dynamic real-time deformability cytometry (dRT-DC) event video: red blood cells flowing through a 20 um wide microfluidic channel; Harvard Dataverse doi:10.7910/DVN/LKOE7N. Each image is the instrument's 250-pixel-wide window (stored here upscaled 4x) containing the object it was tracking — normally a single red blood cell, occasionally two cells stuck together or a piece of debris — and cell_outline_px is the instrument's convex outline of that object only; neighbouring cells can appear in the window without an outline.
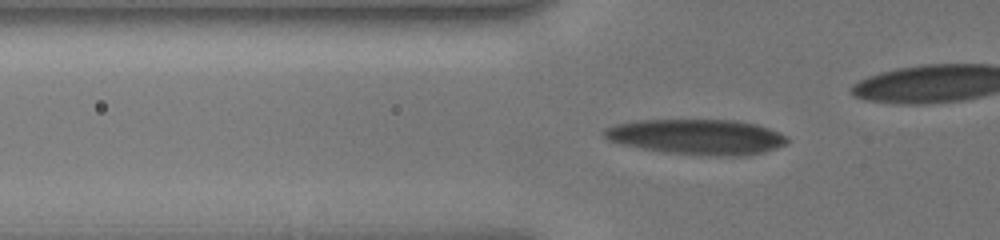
{"species": "human", "species_latin": "Homo sapiens", "temperature_condition": "cold", "stored_images_in_passage": 38, "camera_frame_rate_fps": 3000, "um_per_image_px": 0.085, "donor": {"sex": "male"}, "frame": {"image": 1, "passage_image": 13, "time_ms": 4.0, "image_size_px": [1000, 240], "cell_outline_px": [[788, 144], [764, 152], [748, 156], [708, 156], [664, 152], [620, 144], [608, 140], [604, 136], [604, 128], [616, 124], [636, 120], [736, 120], [756, 124], [780, 132], [788, 136]], "centroid_in_image_um": [59.28, 11.64], "position_along_channel_um": 66.5, "area_um2": 38.03}}
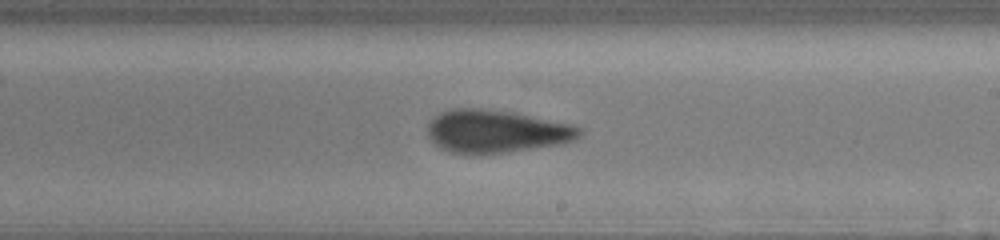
{"frame": {"image": 2, "passage_image": 27, "time_ms": 8.667, "image_size_px": [1000, 240], "cell_outline_px": [[584, 128], [580, 136], [572, 140], [560, 144], [508, 152], [472, 156], [448, 152], [440, 148], [428, 136], [428, 124], [440, 112], [452, 108], [480, 108], [516, 112], [572, 124]], "centroid_in_image_um": [42.18, 11.17], "position_along_channel_um": 246.8, "area_um2": 38.55}}
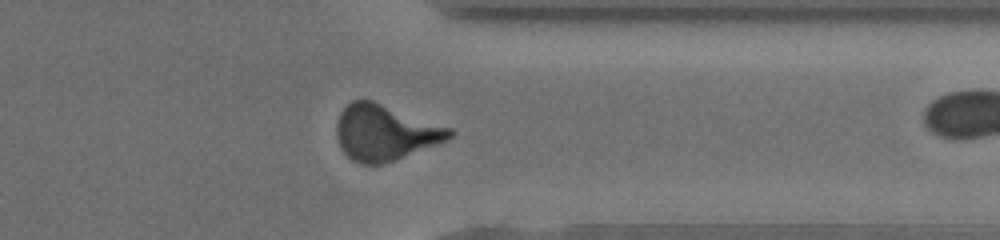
{"frame": {"image": 3, "passage_image": 37, "time_ms": 12.0, "image_size_px": [1000, 240], "cell_outline_px": [[456, 132], [448, 140], [392, 160], [380, 164], [360, 164], [352, 160], [344, 152], [336, 136], [336, 124], [340, 112], [352, 100], [372, 100], [452, 128]], "centroid_in_image_um": [32.72, 11.25], "position_along_channel_um": 378.7, "area_um2": 36.3}}